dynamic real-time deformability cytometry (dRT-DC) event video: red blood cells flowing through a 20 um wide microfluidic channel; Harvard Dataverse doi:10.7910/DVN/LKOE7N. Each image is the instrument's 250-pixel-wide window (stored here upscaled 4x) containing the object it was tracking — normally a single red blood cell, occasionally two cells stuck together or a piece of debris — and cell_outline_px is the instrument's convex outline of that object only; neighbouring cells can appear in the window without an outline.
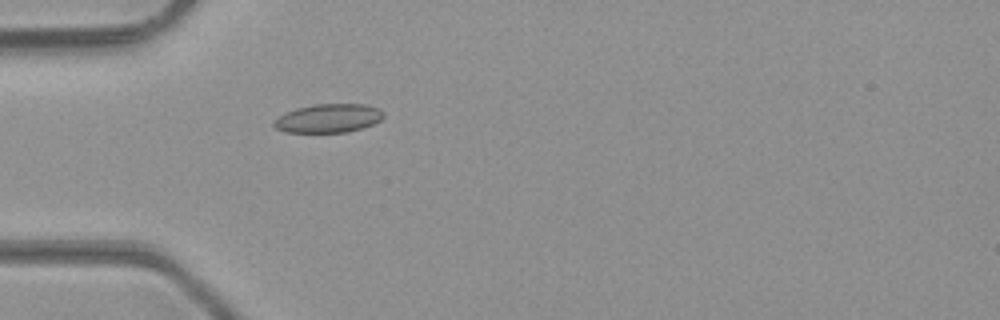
{"species": "common noctule bat (a hibernating species)", "species_latin": "Nyctalus noctula", "temperature_condition": "room temperature", "stored_images_in_passage": 34, "camera_frame_rate_fps": 3000, "um_per_image_px": 0.085, "animal": {"sex": "male", "body_mass_g": 23.1, "forearm_length_mm": 52.7}, "frame": {"image": 1, "passage_image": 3, "time_ms": 0.667, "image_size_px": [1000, 320], "cell_outline_px": [[384, 116], [380, 120], [372, 124], [348, 132], [284, 132], [276, 128], [272, 124], [280, 116], [296, 108], [312, 104], [364, 104], [380, 108], [384, 112]], "centroid_in_image_um": [27.94, 10.04], "position_along_channel_um": 57.1, "area_um2": 18.21}}
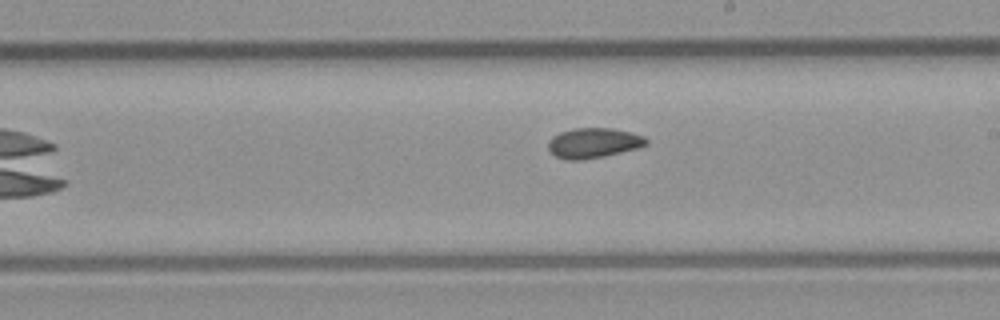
{"frame": {"image": 2, "passage_image": 16, "time_ms": 5.0, "image_size_px": [1000, 320], "cell_outline_px": [[648, 144], [636, 148], [604, 156], [584, 160], [564, 160], [556, 156], [548, 148], [548, 140], [552, 136], [560, 132], [576, 128], [612, 128], [644, 136], [648, 140]], "centroid_in_image_um": [50.42, 12.15], "position_along_channel_um": 238.6, "area_um2": 17.11}}
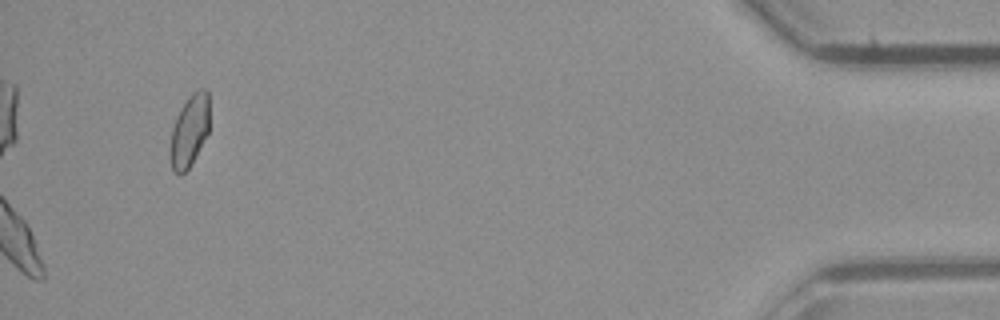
{"frame": {"image": 3, "passage_image": 34, "time_ms": 11.0, "image_size_px": [1000, 320], "cell_outline_px": [[208, 132], [188, 168], [180, 176], [172, 168], [168, 152], [172, 128], [176, 116], [180, 108], [188, 96], [192, 92], [200, 88], [208, 88]], "centroid_in_image_um": [16.07, 11.08], "position_along_channel_um": 419.1, "area_um2": 16.47}, "authors_computed_cell_mechanics": {"area_um2": 17.34, "velocity_mm_per_s": 4.2903, "shape_relaxation_time_tau1_ms": null, "shape_relaxation_time_tau2_ms": 3.7881, "deformation_change_tau1": null, "deformation_change_tau2": 0.0727}}